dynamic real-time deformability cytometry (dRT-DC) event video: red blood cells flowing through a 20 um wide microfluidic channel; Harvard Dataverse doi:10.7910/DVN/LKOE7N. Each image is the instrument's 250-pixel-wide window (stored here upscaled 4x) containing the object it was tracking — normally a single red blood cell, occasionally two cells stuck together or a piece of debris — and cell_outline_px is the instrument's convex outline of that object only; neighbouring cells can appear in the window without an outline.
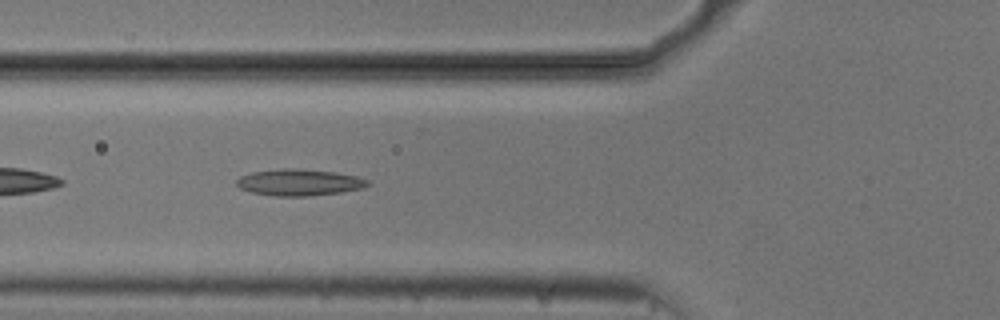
{"species": "common noctule bat (a hibernating species)", "species_latin": "Nyctalus noctula", "temperature_condition": "cold", "stored_images_in_passage": 39, "camera_frame_rate_fps": 3000, "um_per_image_px": 0.085, "animal": {"sex": "male", "body_mass_g": 20.5, "forearm_length_mm": 52.5}, "frame": {"image": 1, "passage_image": 5, "time_ms": 1.333, "image_size_px": [1000, 320], "cell_outline_px": [[372, 184], [364, 188], [340, 192], [308, 196], [272, 196], [252, 192], [240, 188], [236, 184], [236, 180], [240, 176], [252, 172], [280, 168], [300, 168], [336, 172], [356, 176], [368, 180]], "centroid_in_image_um": [25.44, 15.49], "position_along_channel_um": 100.4, "area_um2": 20.46}}
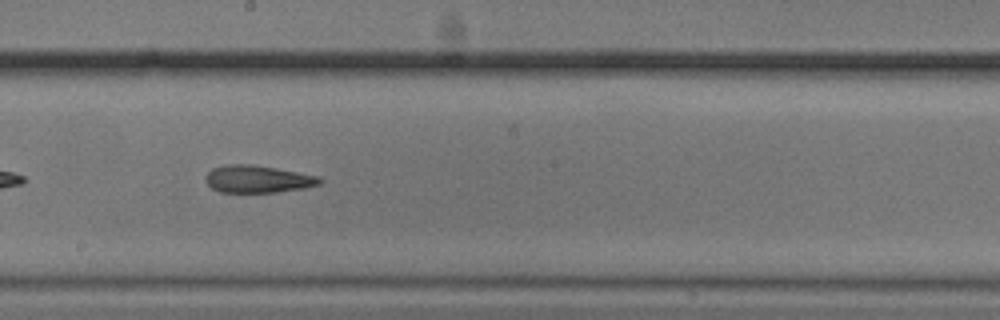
{"frame": {"image": 2, "passage_image": 15, "time_ms": 4.667, "image_size_px": [1000, 320], "cell_outline_px": [[324, 180], [320, 184], [304, 188], [276, 192], [220, 192], [212, 188], [204, 180], [204, 176], [212, 168], [224, 164], [252, 164], [276, 168], [320, 176]], "centroid_in_image_um": [21.9, 15.21], "position_along_channel_um": 226.3, "area_um2": 18.38}}
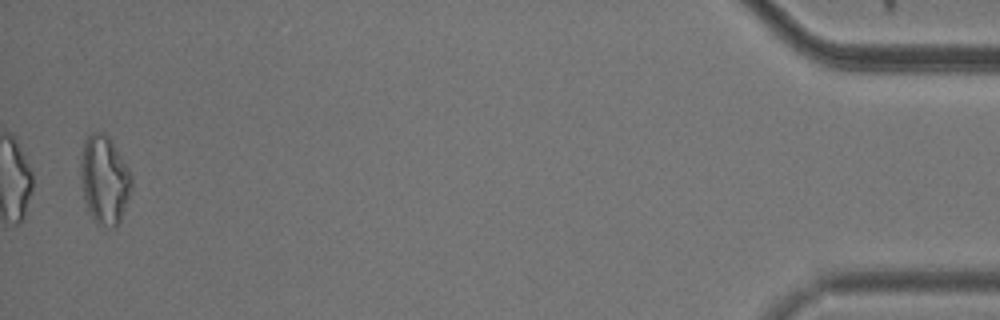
{"frame": {"image": 3, "passage_image": 38, "time_ms": 12.333, "image_size_px": [1000, 320], "cell_outline_px": [[132, 188], [120, 220], [116, 228], [112, 228], [96, 224], [88, 212], [84, 200], [80, 176], [80, 164], [84, 140], [92, 132], [104, 132], [108, 136], [132, 176]], "centroid_in_image_um": [8.85, 15.32], "position_along_channel_um": 426.3, "area_um2": 26.24}, "authors_computed_cell_mechanics": {"area_um2": 19.2474, "velocity_mm_per_s": 3.7554, "shape_relaxation_time_tau1_ms": null, "shape_relaxation_time_tau2_ms": 7.6095, "deformation_change_tau1": null, "deformation_change_tau2": 0.2085}}